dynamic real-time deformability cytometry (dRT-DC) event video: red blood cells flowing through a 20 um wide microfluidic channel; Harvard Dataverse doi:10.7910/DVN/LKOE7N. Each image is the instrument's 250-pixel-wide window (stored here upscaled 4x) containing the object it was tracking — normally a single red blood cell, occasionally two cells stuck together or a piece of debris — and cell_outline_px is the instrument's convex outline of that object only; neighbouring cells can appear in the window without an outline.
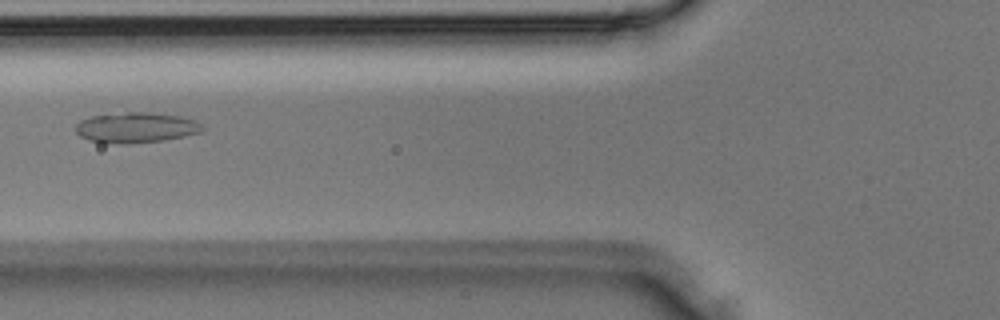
{"species": "Egyptian fruit bat (a non-hibernating species)", "species_latin": "Rousettus aegyptiacus", "temperature_condition": "room temperature", "stored_images_in_passage": 4, "camera_frame_rate_fps": 3000, "um_per_image_px": 0.085, "animal": {"sex": "male"}, "frame": {"image": 1, "passage_image": 4, "time_ms": 1.0, "image_size_px": [1000, 320], "cell_outline_px": [[204, 132], [164, 140], [124, 144], [120, 144], [92, 140], [80, 136], [76, 132], [76, 124], [80, 120], [92, 116], [124, 112], [148, 112], [180, 116], [196, 120], [204, 128]], "centroid_in_image_um": [11.6, 10.83], "position_along_channel_um": 114.2, "area_um2": 22.37}}